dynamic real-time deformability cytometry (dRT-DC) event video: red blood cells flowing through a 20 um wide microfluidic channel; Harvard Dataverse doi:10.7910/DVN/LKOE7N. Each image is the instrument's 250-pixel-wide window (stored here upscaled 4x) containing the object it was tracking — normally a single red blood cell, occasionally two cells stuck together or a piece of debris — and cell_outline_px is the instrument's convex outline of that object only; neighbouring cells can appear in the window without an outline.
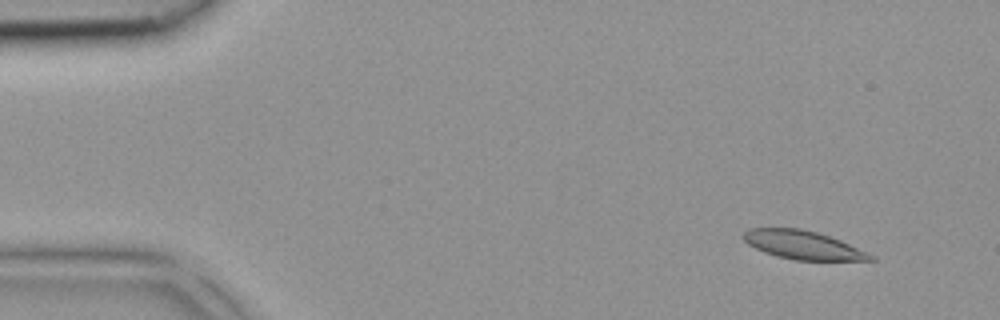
{"species": "common noctule bat (a hibernating species)", "species_latin": "Nyctalus noctula", "temperature_condition": "room temperature", "stored_images_in_passage": 40, "camera_frame_rate_fps": 3000, "um_per_image_px": 0.085, "animal": {"sex": "female", "body_mass_g": 18.4}, "frame": {"image": 1, "passage_image": 2, "time_ms": 0.333, "image_size_px": [1000, 320], "cell_outline_px": [[876, 260], [796, 260], [776, 256], [764, 252], [748, 244], [740, 236], [748, 228], [800, 228], [816, 232], [840, 240], [868, 252], [876, 256]], "centroid_in_image_um": [68.24, 20.82], "position_along_channel_um": 16.8, "area_um2": 21.1}}
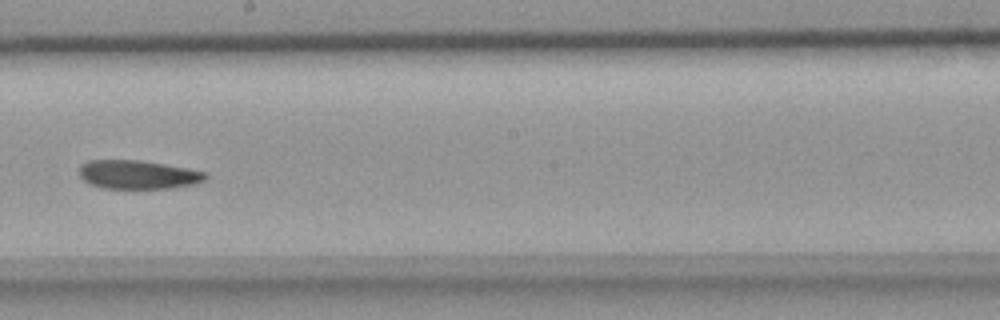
{"frame": {"image": 2, "passage_image": 22, "time_ms": 7.0, "image_size_px": [1000, 320], "cell_outline_px": [[208, 176], [204, 180], [196, 184], [168, 188], [104, 188], [88, 184], [80, 176], [80, 164], [88, 160], [140, 160], [188, 168], [208, 172]], "centroid_in_image_um": [11.74, 14.83], "position_along_channel_um": 236.5, "area_um2": 21.21}}
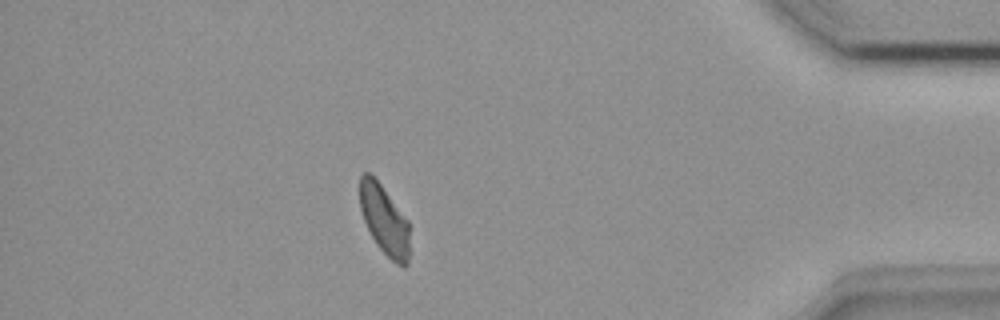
{"frame": {"image": 3, "passage_image": 35, "time_ms": 11.333, "image_size_px": [1000, 320], "cell_outline_px": [[408, 264], [404, 268], [396, 264], [376, 244], [364, 220], [360, 208], [360, 176], [364, 172], [368, 172], [380, 184], [408, 220]], "centroid_in_image_um": [32.66, 18.71], "position_along_channel_um": 402.5, "area_um2": 19.77}}